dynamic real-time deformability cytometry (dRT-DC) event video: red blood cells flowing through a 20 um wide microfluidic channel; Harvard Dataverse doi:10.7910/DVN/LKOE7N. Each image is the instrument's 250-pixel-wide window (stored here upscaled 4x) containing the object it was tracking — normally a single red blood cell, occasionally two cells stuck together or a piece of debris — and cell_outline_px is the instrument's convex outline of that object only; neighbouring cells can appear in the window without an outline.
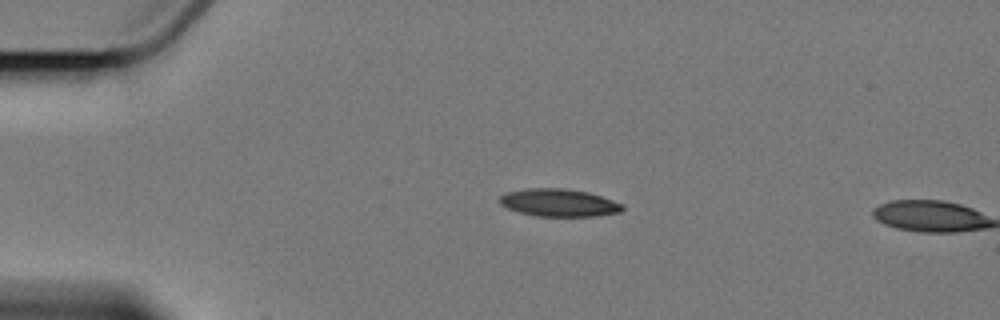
{"species": "Egyptian fruit bat (a non-hibernating species)", "species_latin": "Rousettus aegyptiacus", "temperature_condition": "cold", "stored_images_in_passage": 4, "camera_frame_rate_fps": 3000, "um_per_image_px": 0.085, "animal": {"sex": "female"}, "frame": {"image": 1, "passage_image": 3, "time_ms": 2.667, "image_size_px": [1000, 320], "cell_outline_px": [[624, 208], [620, 212], [596, 216], [536, 216], [520, 212], [508, 208], [500, 204], [500, 196], [508, 192], [528, 188], [564, 188], [588, 192], [624, 204]], "centroid_in_image_um": [47.53, 17.23], "position_along_channel_um": 37.5, "area_um2": 19.65}}